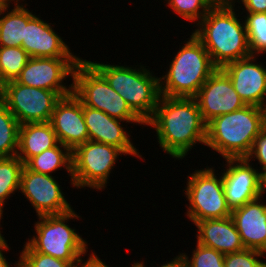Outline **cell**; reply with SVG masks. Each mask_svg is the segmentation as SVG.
Returning <instances> with one entry per match:
<instances>
[{"label":"cell","mask_w":266,"mask_h":267,"mask_svg":"<svg viewBox=\"0 0 266 267\" xmlns=\"http://www.w3.org/2000/svg\"><path fill=\"white\" fill-rule=\"evenodd\" d=\"M146 125L156 130L159 147L183 159L196 143L205 144L206 123L195 98L162 96Z\"/></svg>","instance_id":"6da1fadb"},{"label":"cell","mask_w":266,"mask_h":267,"mask_svg":"<svg viewBox=\"0 0 266 267\" xmlns=\"http://www.w3.org/2000/svg\"><path fill=\"white\" fill-rule=\"evenodd\" d=\"M236 0L214 5L192 32L209 53L213 64L222 68L227 63L251 56L245 21L235 10Z\"/></svg>","instance_id":"7a4b0ae2"},{"label":"cell","mask_w":266,"mask_h":267,"mask_svg":"<svg viewBox=\"0 0 266 267\" xmlns=\"http://www.w3.org/2000/svg\"><path fill=\"white\" fill-rule=\"evenodd\" d=\"M265 126V109L246 105L209 121L206 125L205 145L224 159L246 158L255 138Z\"/></svg>","instance_id":"3957f363"},{"label":"cell","mask_w":266,"mask_h":267,"mask_svg":"<svg viewBox=\"0 0 266 267\" xmlns=\"http://www.w3.org/2000/svg\"><path fill=\"white\" fill-rule=\"evenodd\" d=\"M216 69L209 53L192 33L173 57L168 72L159 77L160 94L168 97L194 98Z\"/></svg>","instance_id":"277c9868"},{"label":"cell","mask_w":266,"mask_h":267,"mask_svg":"<svg viewBox=\"0 0 266 267\" xmlns=\"http://www.w3.org/2000/svg\"><path fill=\"white\" fill-rule=\"evenodd\" d=\"M89 62L145 123L153 116L161 97L160 83L146 66L136 68Z\"/></svg>","instance_id":"5b68a950"},{"label":"cell","mask_w":266,"mask_h":267,"mask_svg":"<svg viewBox=\"0 0 266 267\" xmlns=\"http://www.w3.org/2000/svg\"><path fill=\"white\" fill-rule=\"evenodd\" d=\"M71 80L73 94L83 105L103 111L125 123L146 125L88 60L81 59L77 63Z\"/></svg>","instance_id":"8992f818"},{"label":"cell","mask_w":266,"mask_h":267,"mask_svg":"<svg viewBox=\"0 0 266 267\" xmlns=\"http://www.w3.org/2000/svg\"><path fill=\"white\" fill-rule=\"evenodd\" d=\"M79 217L73 209L62 214L38 216L39 221L34 225L36 235L26 244L35 252L68 262H80L82 255L88 252V242L66 223Z\"/></svg>","instance_id":"52a82bcc"},{"label":"cell","mask_w":266,"mask_h":267,"mask_svg":"<svg viewBox=\"0 0 266 267\" xmlns=\"http://www.w3.org/2000/svg\"><path fill=\"white\" fill-rule=\"evenodd\" d=\"M214 168L195 170L187 176L184 193L189 201L186 215L195 224L206 219H223L231 216L227 204L222 175L215 174Z\"/></svg>","instance_id":"ba28073f"},{"label":"cell","mask_w":266,"mask_h":267,"mask_svg":"<svg viewBox=\"0 0 266 267\" xmlns=\"http://www.w3.org/2000/svg\"><path fill=\"white\" fill-rule=\"evenodd\" d=\"M119 155H126L120 148L88 140L72 151L71 184L78 188L105 189L111 170Z\"/></svg>","instance_id":"9c48e42d"},{"label":"cell","mask_w":266,"mask_h":267,"mask_svg":"<svg viewBox=\"0 0 266 267\" xmlns=\"http://www.w3.org/2000/svg\"><path fill=\"white\" fill-rule=\"evenodd\" d=\"M61 98L55 91L25 86L14 80L5 83L2 102L22 125L49 122Z\"/></svg>","instance_id":"30bf717a"},{"label":"cell","mask_w":266,"mask_h":267,"mask_svg":"<svg viewBox=\"0 0 266 267\" xmlns=\"http://www.w3.org/2000/svg\"><path fill=\"white\" fill-rule=\"evenodd\" d=\"M81 59L30 57L16 81L25 86L55 91L61 97L70 95L73 84L67 87L63 82L65 78H73L75 67Z\"/></svg>","instance_id":"8fae6325"},{"label":"cell","mask_w":266,"mask_h":267,"mask_svg":"<svg viewBox=\"0 0 266 267\" xmlns=\"http://www.w3.org/2000/svg\"><path fill=\"white\" fill-rule=\"evenodd\" d=\"M52 175L37 173L25 165L21 172L20 191L37 216L62 214L73 209Z\"/></svg>","instance_id":"7c38bea8"},{"label":"cell","mask_w":266,"mask_h":267,"mask_svg":"<svg viewBox=\"0 0 266 267\" xmlns=\"http://www.w3.org/2000/svg\"><path fill=\"white\" fill-rule=\"evenodd\" d=\"M194 98L206 124L217 116L246 106L235 91L230 78L220 68L209 76Z\"/></svg>","instance_id":"4fadbf2b"},{"label":"cell","mask_w":266,"mask_h":267,"mask_svg":"<svg viewBox=\"0 0 266 267\" xmlns=\"http://www.w3.org/2000/svg\"><path fill=\"white\" fill-rule=\"evenodd\" d=\"M255 55L227 63L220 68L231 80L246 105L266 106V66L254 63ZM253 61V62H252Z\"/></svg>","instance_id":"5bb4252c"},{"label":"cell","mask_w":266,"mask_h":267,"mask_svg":"<svg viewBox=\"0 0 266 267\" xmlns=\"http://www.w3.org/2000/svg\"><path fill=\"white\" fill-rule=\"evenodd\" d=\"M226 169L222 173L227 204L231 210L243 206L261 196L260 171L246 158L225 159Z\"/></svg>","instance_id":"9a60e30c"},{"label":"cell","mask_w":266,"mask_h":267,"mask_svg":"<svg viewBox=\"0 0 266 267\" xmlns=\"http://www.w3.org/2000/svg\"><path fill=\"white\" fill-rule=\"evenodd\" d=\"M50 123L59 143L71 151L89 140L83 104L73 93L62 97L57 102Z\"/></svg>","instance_id":"2e32d148"},{"label":"cell","mask_w":266,"mask_h":267,"mask_svg":"<svg viewBox=\"0 0 266 267\" xmlns=\"http://www.w3.org/2000/svg\"><path fill=\"white\" fill-rule=\"evenodd\" d=\"M52 28L51 24L34 15L27 22L21 47L35 58H79L70 52L69 46Z\"/></svg>","instance_id":"e0dca14e"},{"label":"cell","mask_w":266,"mask_h":267,"mask_svg":"<svg viewBox=\"0 0 266 267\" xmlns=\"http://www.w3.org/2000/svg\"><path fill=\"white\" fill-rule=\"evenodd\" d=\"M83 115L89 140L120 148L126 155L142 158L135 148L130 134L120 124L123 120L110 117L105 112L83 105Z\"/></svg>","instance_id":"ac0fdd59"},{"label":"cell","mask_w":266,"mask_h":267,"mask_svg":"<svg viewBox=\"0 0 266 267\" xmlns=\"http://www.w3.org/2000/svg\"><path fill=\"white\" fill-rule=\"evenodd\" d=\"M262 196L231 212L245 249L263 252L266 248V204ZM261 201V202H260Z\"/></svg>","instance_id":"d6986e66"},{"label":"cell","mask_w":266,"mask_h":267,"mask_svg":"<svg viewBox=\"0 0 266 267\" xmlns=\"http://www.w3.org/2000/svg\"><path fill=\"white\" fill-rule=\"evenodd\" d=\"M197 243L230 254L245 249L231 216L223 219H206L195 223Z\"/></svg>","instance_id":"ffe728a7"},{"label":"cell","mask_w":266,"mask_h":267,"mask_svg":"<svg viewBox=\"0 0 266 267\" xmlns=\"http://www.w3.org/2000/svg\"><path fill=\"white\" fill-rule=\"evenodd\" d=\"M59 144L52 124L49 122L20 125L16 156L25 164L31 157Z\"/></svg>","instance_id":"44dd1931"},{"label":"cell","mask_w":266,"mask_h":267,"mask_svg":"<svg viewBox=\"0 0 266 267\" xmlns=\"http://www.w3.org/2000/svg\"><path fill=\"white\" fill-rule=\"evenodd\" d=\"M25 6H27V4L14 6V8L11 9V11L9 7H3L1 9L0 47L22 46V41L24 38L27 22L35 15L32 14L33 12H30V10L25 8Z\"/></svg>","instance_id":"7402d4cb"},{"label":"cell","mask_w":266,"mask_h":267,"mask_svg":"<svg viewBox=\"0 0 266 267\" xmlns=\"http://www.w3.org/2000/svg\"><path fill=\"white\" fill-rule=\"evenodd\" d=\"M24 165L31 171L48 175L65 167L68 175L72 177V151L59 143L31 157Z\"/></svg>","instance_id":"603a6c76"},{"label":"cell","mask_w":266,"mask_h":267,"mask_svg":"<svg viewBox=\"0 0 266 267\" xmlns=\"http://www.w3.org/2000/svg\"><path fill=\"white\" fill-rule=\"evenodd\" d=\"M23 167L24 163L17 156L0 158V221L6 200L20 190Z\"/></svg>","instance_id":"cb8c5ba5"},{"label":"cell","mask_w":266,"mask_h":267,"mask_svg":"<svg viewBox=\"0 0 266 267\" xmlns=\"http://www.w3.org/2000/svg\"><path fill=\"white\" fill-rule=\"evenodd\" d=\"M20 123L0 101V158L14 157L18 150Z\"/></svg>","instance_id":"d4e9b609"},{"label":"cell","mask_w":266,"mask_h":267,"mask_svg":"<svg viewBox=\"0 0 266 267\" xmlns=\"http://www.w3.org/2000/svg\"><path fill=\"white\" fill-rule=\"evenodd\" d=\"M29 58L22 47H0V75L3 81L16 80Z\"/></svg>","instance_id":"484cf974"},{"label":"cell","mask_w":266,"mask_h":267,"mask_svg":"<svg viewBox=\"0 0 266 267\" xmlns=\"http://www.w3.org/2000/svg\"><path fill=\"white\" fill-rule=\"evenodd\" d=\"M245 25L251 55L266 53V13H246Z\"/></svg>","instance_id":"4316f807"},{"label":"cell","mask_w":266,"mask_h":267,"mask_svg":"<svg viewBox=\"0 0 266 267\" xmlns=\"http://www.w3.org/2000/svg\"><path fill=\"white\" fill-rule=\"evenodd\" d=\"M168 7L189 22H200L214 6L209 0H166ZM198 20V21H197Z\"/></svg>","instance_id":"83f0119b"},{"label":"cell","mask_w":266,"mask_h":267,"mask_svg":"<svg viewBox=\"0 0 266 267\" xmlns=\"http://www.w3.org/2000/svg\"><path fill=\"white\" fill-rule=\"evenodd\" d=\"M180 255L186 267H224V254L199 243L196 244L190 259L185 253Z\"/></svg>","instance_id":"f1b7e54d"},{"label":"cell","mask_w":266,"mask_h":267,"mask_svg":"<svg viewBox=\"0 0 266 267\" xmlns=\"http://www.w3.org/2000/svg\"><path fill=\"white\" fill-rule=\"evenodd\" d=\"M20 252V267H75L79 262H68L35 252L26 243Z\"/></svg>","instance_id":"f546056e"},{"label":"cell","mask_w":266,"mask_h":267,"mask_svg":"<svg viewBox=\"0 0 266 267\" xmlns=\"http://www.w3.org/2000/svg\"><path fill=\"white\" fill-rule=\"evenodd\" d=\"M259 257L263 258L262 252L252 249L226 254L224 267H266V263Z\"/></svg>","instance_id":"4dcf8cb0"},{"label":"cell","mask_w":266,"mask_h":267,"mask_svg":"<svg viewBox=\"0 0 266 267\" xmlns=\"http://www.w3.org/2000/svg\"><path fill=\"white\" fill-rule=\"evenodd\" d=\"M246 159L248 161L251 160V162L253 159L254 161L257 159L261 169L266 168V126L255 138L252 149Z\"/></svg>","instance_id":"1f68e13d"},{"label":"cell","mask_w":266,"mask_h":267,"mask_svg":"<svg viewBox=\"0 0 266 267\" xmlns=\"http://www.w3.org/2000/svg\"><path fill=\"white\" fill-rule=\"evenodd\" d=\"M247 13H266V0H240Z\"/></svg>","instance_id":"d6a6232c"},{"label":"cell","mask_w":266,"mask_h":267,"mask_svg":"<svg viewBox=\"0 0 266 267\" xmlns=\"http://www.w3.org/2000/svg\"><path fill=\"white\" fill-rule=\"evenodd\" d=\"M3 251H9V245L7 244V241L3 237L0 231V267H13L10 266V262L6 260L5 255L3 254ZM4 255V256H3ZM14 267H20V257L18 262L13 264Z\"/></svg>","instance_id":"836d02e7"},{"label":"cell","mask_w":266,"mask_h":267,"mask_svg":"<svg viewBox=\"0 0 266 267\" xmlns=\"http://www.w3.org/2000/svg\"><path fill=\"white\" fill-rule=\"evenodd\" d=\"M81 260L75 267H110L108 266L105 261L102 260L96 255L94 252L89 254V258L85 262Z\"/></svg>","instance_id":"e575fe53"},{"label":"cell","mask_w":266,"mask_h":267,"mask_svg":"<svg viewBox=\"0 0 266 267\" xmlns=\"http://www.w3.org/2000/svg\"><path fill=\"white\" fill-rule=\"evenodd\" d=\"M131 265H132L131 267H146L143 261L142 262L138 261L136 263L134 262ZM159 267H186V265L183 258L179 254L178 256L176 255V257L173 260H170V262H167L166 264L164 263Z\"/></svg>","instance_id":"d590c367"},{"label":"cell","mask_w":266,"mask_h":267,"mask_svg":"<svg viewBox=\"0 0 266 267\" xmlns=\"http://www.w3.org/2000/svg\"><path fill=\"white\" fill-rule=\"evenodd\" d=\"M260 189H261V196L263 197L266 191V168L260 171Z\"/></svg>","instance_id":"8d00e7d4"},{"label":"cell","mask_w":266,"mask_h":267,"mask_svg":"<svg viewBox=\"0 0 266 267\" xmlns=\"http://www.w3.org/2000/svg\"><path fill=\"white\" fill-rule=\"evenodd\" d=\"M4 90H5V82L3 81L0 75V101H2Z\"/></svg>","instance_id":"74e56055"},{"label":"cell","mask_w":266,"mask_h":267,"mask_svg":"<svg viewBox=\"0 0 266 267\" xmlns=\"http://www.w3.org/2000/svg\"><path fill=\"white\" fill-rule=\"evenodd\" d=\"M213 5H220V4H223V3H226L230 0H209Z\"/></svg>","instance_id":"f35d334b"},{"label":"cell","mask_w":266,"mask_h":267,"mask_svg":"<svg viewBox=\"0 0 266 267\" xmlns=\"http://www.w3.org/2000/svg\"><path fill=\"white\" fill-rule=\"evenodd\" d=\"M12 0H0V4L3 6V7H10V3H11Z\"/></svg>","instance_id":"ab89813d"},{"label":"cell","mask_w":266,"mask_h":267,"mask_svg":"<svg viewBox=\"0 0 266 267\" xmlns=\"http://www.w3.org/2000/svg\"><path fill=\"white\" fill-rule=\"evenodd\" d=\"M15 2V4L13 6H20L21 1L20 0H12ZM25 1V0H22ZM20 2V3H19Z\"/></svg>","instance_id":"60d3db41"},{"label":"cell","mask_w":266,"mask_h":267,"mask_svg":"<svg viewBox=\"0 0 266 267\" xmlns=\"http://www.w3.org/2000/svg\"><path fill=\"white\" fill-rule=\"evenodd\" d=\"M262 255H263V256L266 255V248L263 250Z\"/></svg>","instance_id":"b9f144b4"}]
</instances>
